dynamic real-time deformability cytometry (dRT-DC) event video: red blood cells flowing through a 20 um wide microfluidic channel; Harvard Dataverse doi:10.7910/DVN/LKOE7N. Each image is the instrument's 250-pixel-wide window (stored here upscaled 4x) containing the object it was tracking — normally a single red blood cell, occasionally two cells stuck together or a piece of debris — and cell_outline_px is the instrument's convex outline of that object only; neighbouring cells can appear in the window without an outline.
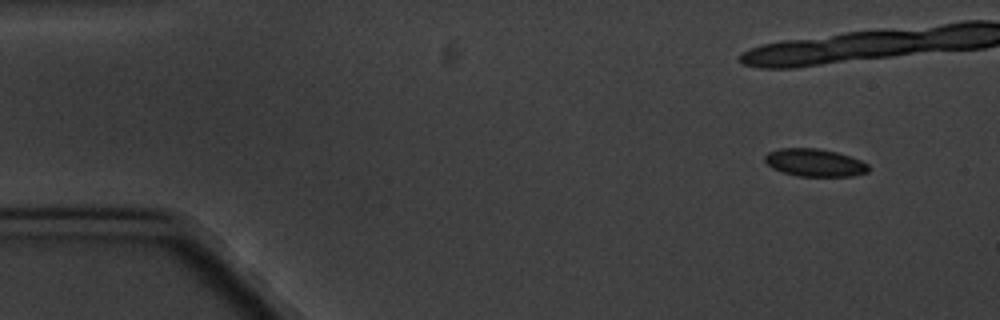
{"species": "common noctule bat (a hibernating species)", "species_latin": "Nyctalus noctula", "temperature_condition": "cold", "stored_images_in_passage": 6, "camera_frame_rate_fps": 3000, "um_per_image_px": 0.085, "animal": {"sex": "male", "body_mass_g": 20.1, "forearm_length_mm": 53.5}, "frame": {"image": 1, "passage_image": 1, "time_ms": 0.0, "image_size_px": [1000, 320], "cell_outline_px": [[868, 172], [852, 176], [800, 176], [784, 172], [772, 168], [764, 160], [764, 156], [768, 152], [780, 148], [816, 148], [836, 152], [860, 160], [868, 164]], "centroid_in_image_um": [69.23, 13.82], "position_along_channel_um": 15.8, "area_um2": 16.53}}